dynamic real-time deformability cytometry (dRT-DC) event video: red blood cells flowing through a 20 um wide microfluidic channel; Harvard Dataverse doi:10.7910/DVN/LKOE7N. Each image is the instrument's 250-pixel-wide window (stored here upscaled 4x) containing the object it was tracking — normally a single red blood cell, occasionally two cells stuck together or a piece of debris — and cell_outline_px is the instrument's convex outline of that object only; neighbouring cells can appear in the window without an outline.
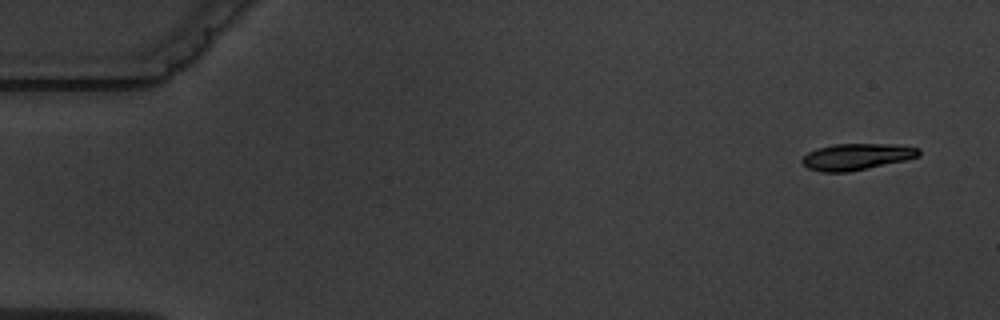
{"species": "common noctule bat (a hibernating species)", "species_latin": "Nyctalus noctula", "temperature_condition": "warm", "stored_images_in_passage": 5, "camera_frame_rate_fps": 3000, "um_per_image_px": 0.085, "animal": {"sex": "male", "body_mass_g": 19.5, "forearm_length_mm": 54.6}, "frame": {"image": 1, "passage_image": 1, "time_ms": 0.0, "image_size_px": [1000, 320], "cell_outline_px": [[920, 156], [904, 160], [868, 168], [848, 172], [820, 172], [808, 168], [800, 160], [808, 152], [816, 148], [832, 144], [896, 144], [920, 148]], "centroid_in_image_um": [72.8, 13.31], "position_along_channel_um": 12.2, "area_um2": 18.03}}
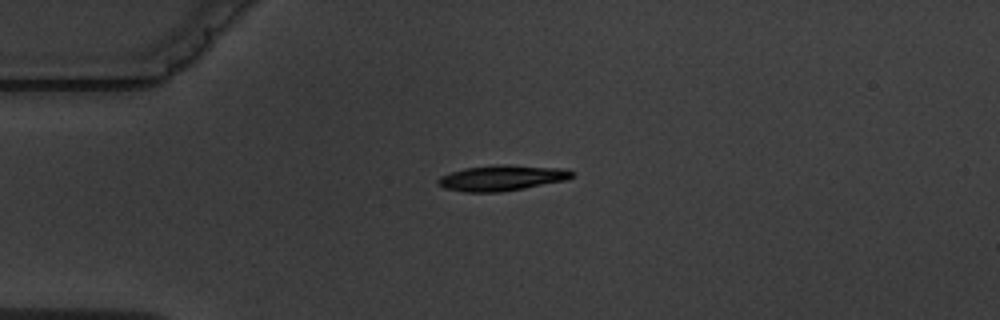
{"frame": {"image": 2, "passage_image": 4, "time_ms": 3.667, "image_size_px": [1000, 320], "cell_outline_px": [[576, 172], [568, 180], [524, 188], [500, 192], [464, 192], [444, 188], [436, 184], [436, 180], [440, 176], [464, 168], [500, 164], [504, 164], [568, 168]], "centroid_in_image_um": [42.69, 15.12], "position_along_channel_um": 42.3, "area_um2": 20.29}}